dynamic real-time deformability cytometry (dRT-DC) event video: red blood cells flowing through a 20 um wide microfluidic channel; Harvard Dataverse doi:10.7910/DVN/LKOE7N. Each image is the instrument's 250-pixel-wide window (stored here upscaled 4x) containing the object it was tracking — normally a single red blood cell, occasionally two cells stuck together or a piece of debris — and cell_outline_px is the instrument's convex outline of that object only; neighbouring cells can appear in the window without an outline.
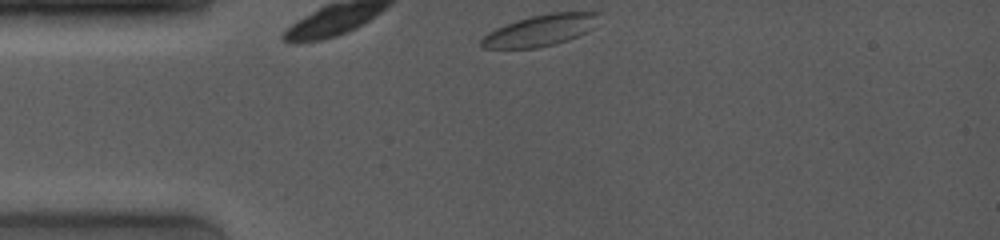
{"species": "common noctule bat (a hibernating species)", "species_latin": "Nyctalus noctula", "temperature_condition": "room temperature", "stored_images_in_passage": 5, "camera_frame_rate_fps": 4000, "um_per_image_px": 0.085, "animal": {"sex": "female", "body_mass_g": 19.0, "forearm_length_mm": 53.3}, "frame": {"image": 1, "passage_image": 1, "time_ms": 0.0, "image_size_px": [1000, 240], "cell_outline_px": [[600, 12], [592, 28], [568, 40], [556, 44], [536, 48], [480, 48], [480, 40], [488, 32], [496, 28], [516, 20], [532, 16], [552, 12]], "centroid_in_image_um": [45.88, 2.59], "position_along_channel_um": 39.1, "area_um2": 21.21}}